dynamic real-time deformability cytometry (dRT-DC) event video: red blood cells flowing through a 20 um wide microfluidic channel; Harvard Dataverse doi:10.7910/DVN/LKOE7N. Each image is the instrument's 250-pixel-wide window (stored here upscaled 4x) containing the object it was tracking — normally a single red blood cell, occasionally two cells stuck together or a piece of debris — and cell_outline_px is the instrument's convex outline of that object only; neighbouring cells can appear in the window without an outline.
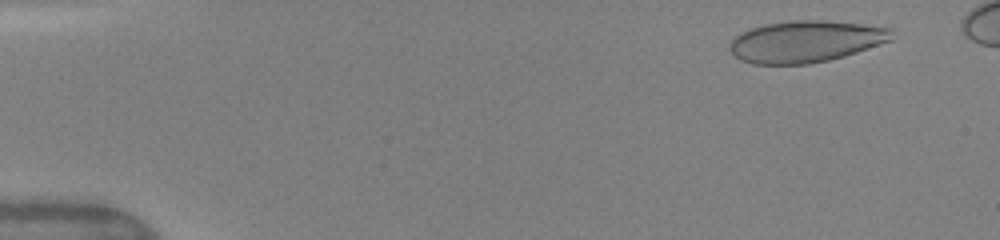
{"species": "human", "species_latin": "Homo sapiens", "temperature_condition": "warm", "stored_images_in_passage": 15, "camera_frame_rate_fps": 3000, "um_per_image_px": 0.085, "donor": {"sex": "female"}, "frame": {"image": 1, "passage_image": 3, "time_ms": 0.667, "image_size_px": [1000, 240], "cell_outline_px": [[892, 40], [844, 56], [828, 60], [808, 64], [752, 64], [740, 60], [728, 48], [728, 44], [740, 32], [764, 24], [792, 20], [820, 20], [860, 24], [892, 28]], "centroid_in_image_um": [68.45, 3.53], "position_along_channel_um": 16.6, "area_um2": 39.25}}